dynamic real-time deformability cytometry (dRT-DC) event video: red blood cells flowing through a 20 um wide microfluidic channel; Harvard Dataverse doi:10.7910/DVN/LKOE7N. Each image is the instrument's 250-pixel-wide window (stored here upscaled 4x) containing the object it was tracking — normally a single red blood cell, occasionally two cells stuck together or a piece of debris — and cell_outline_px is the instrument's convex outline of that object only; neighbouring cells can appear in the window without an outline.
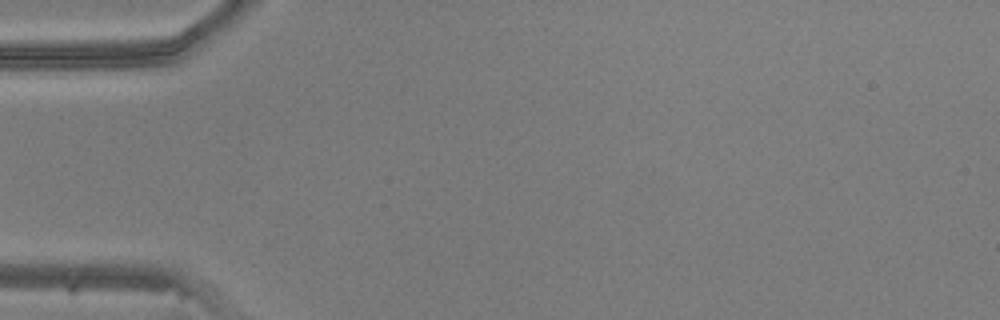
{"species": "common noctule bat (a hibernating species)", "species_latin": "Nyctalus noctula", "temperature_condition": "warm", "stored_images_in_passage": 4, "camera_frame_rate_fps": 3000, "um_per_image_px": 0.085, "animal": {"sex": "male", "body_mass_g": 20.5, "forearm_length_mm": 52.5}, "frame": {"image": 1, "passage_image": 1, "time_ms": 0.0, "image_size_px": [1000, 320], "cell_outline_px": [[184, 292], [176, 292], [36, 288], [24, 284], [68, 268], [120, 268], [172, 284], [180, 288]], "centroid_in_image_um": [8.7, 23.87], "position_along_channel_um": 76.3, "area_um2": 17.98}}